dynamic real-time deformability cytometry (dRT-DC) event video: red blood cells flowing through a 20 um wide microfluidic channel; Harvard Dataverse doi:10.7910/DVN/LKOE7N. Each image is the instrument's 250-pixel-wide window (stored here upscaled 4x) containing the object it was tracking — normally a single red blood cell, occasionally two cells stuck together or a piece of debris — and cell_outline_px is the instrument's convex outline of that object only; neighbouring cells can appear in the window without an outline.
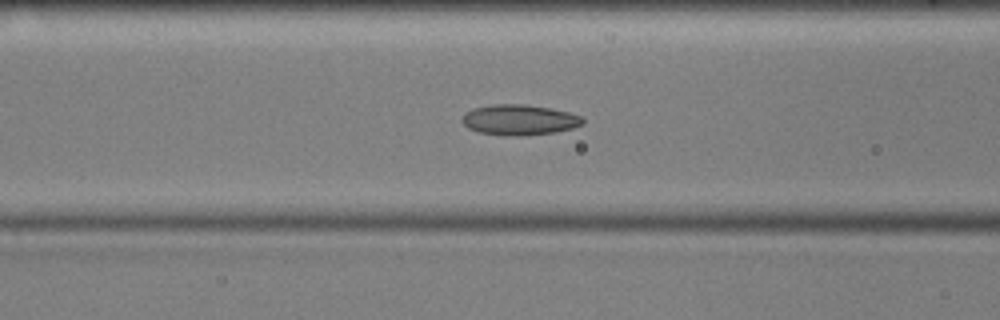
{"species": "common noctule bat (a hibernating species)", "species_latin": "Nyctalus noctula", "temperature_condition": "cold", "stored_images_in_passage": 55, "camera_frame_rate_fps": 3000, "um_per_image_px": 0.085, "animal": {"sex": "male", "body_mass_g": 17.9, "forearm_length_mm": 54.2}, "frame": {"image": 1, "passage_image": 21, "time_ms": 6.667, "image_size_px": [1000, 320], "cell_outline_px": [[584, 124], [572, 128], [556, 132], [520, 136], [504, 136], [480, 132], [468, 128], [460, 120], [472, 108], [492, 104], [524, 104], [552, 108], [568, 112], [580, 116], [584, 120]], "centroid_in_image_um": [44.15, 10.19], "position_along_channel_um": 122.4, "area_um2": 21.5}}
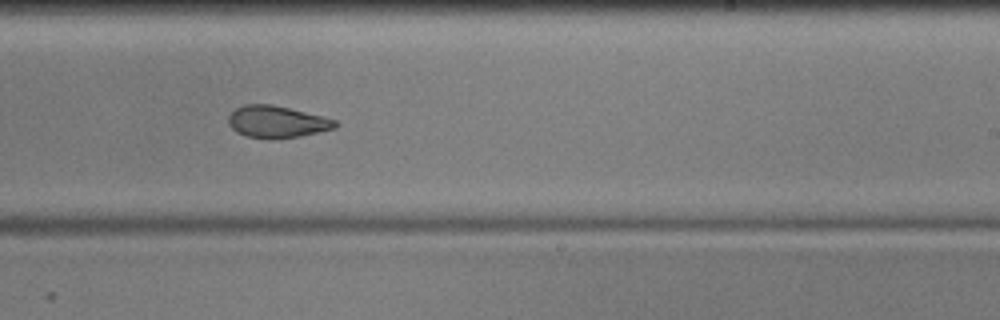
{"frame": {"image": 2, "passage_image": 33, "time_ms": 10.667, "image_size_px": [1000, 320], "cell_outline_px": [[340, 124], [336, 128], [300, 136], [276, 140], [268, 140], [244, 136], [236, 132], [228, 124], [228, 116], [236, 108], [244, 104], [272, 104], [336, 120]], "centroid_in_image_um": [23.5, 10.38], "position_along_channel_um": 265.5, "area_um2": 20.11}}
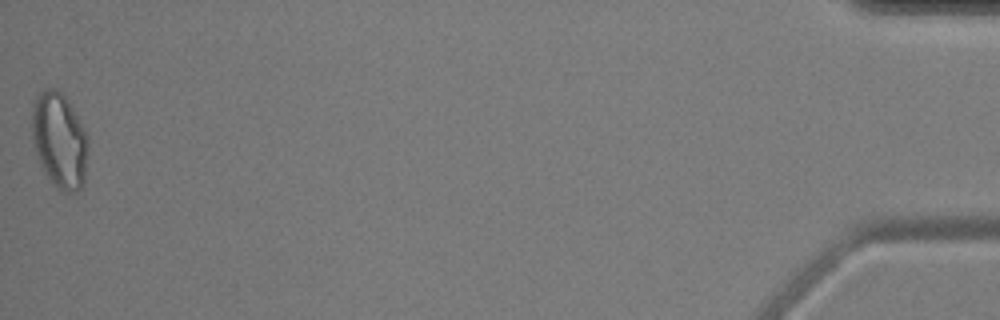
{"frame": {"image": 3, "passage_image": 55, "time_ms": 18.0, "image_size_px": [1000, 320], "cell_outline_px": [[88, 152], [84, 184], [76, 192], [60, 192], [52, 184], [44, 172], [36, 152], [32, 140], [32, 104], [36, 96], [44, 88], [56, 88], [68, 100], [84, 128], [88, 140]], "centroid_in_image_um": [5.05, 11.95], "position_along_channel_um": 430.1, "area_um2": 31.62}, "authors_computed_cell_mechanics": {"area_um2": 21.7328, "velocity_mm_per_s": 3.5766, "shape_relaxation_time_tau1_ms": 6.2087, "shape_relaxation_time_tau2_ms": 4.4822, "deformation_change_tau1": 0.1463, "deformation_change_tau2": 0.1032}}